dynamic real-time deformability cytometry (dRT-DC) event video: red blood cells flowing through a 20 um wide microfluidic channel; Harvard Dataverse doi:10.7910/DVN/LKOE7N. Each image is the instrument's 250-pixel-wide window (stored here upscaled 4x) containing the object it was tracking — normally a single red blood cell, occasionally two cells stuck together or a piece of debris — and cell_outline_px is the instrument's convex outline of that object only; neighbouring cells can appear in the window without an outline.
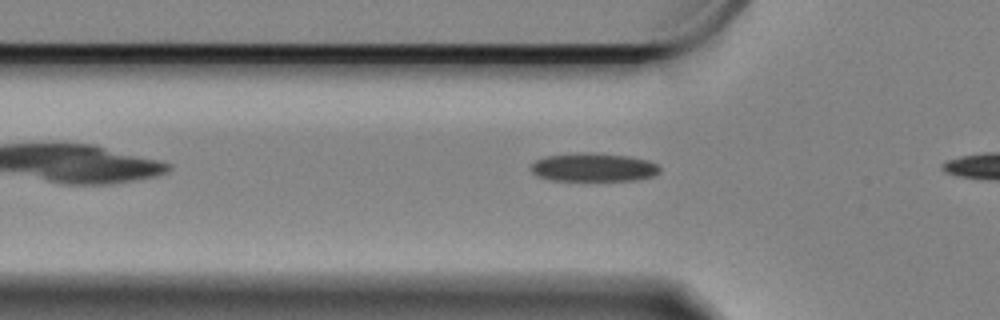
{"species": "Egyptian fruit bat (a non-hibernating species)", "species_latin": "Rousettus aegyptiacus", "temperature_condition": "cold", "stored_images_in_passage": 23, "camera_frame_rate_fps": 3000, "um_per_image_px": 0.085, "animal": {"sex": "female"}, "frame": {"image": 1, "passage_image": 9, "time_ms": 2.667, "image_size_px": [1000, 320], "cell_outline_px": [[660, 172], [652, 176], [636, 180], [548, 180], [536, 176], [528, 168], [536, 160], [544, 156], [576, 152], [588, 152], [628, 156], [648, 160], [656, 164], [660, 168]], "centroid_in_image_um": [50.39, 14.21], "position_along_channel_um": 75.4, "area_um2": 21.56}}
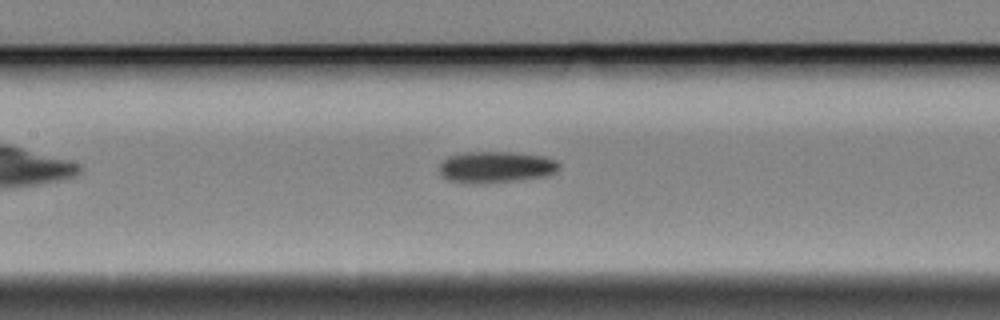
{"frame": {"image": 2, "passage_image": 17, "time_ms": 5.333, "image_size_px": [1000, 320], "cell_outline_px": [[560, 164], [556, 172], [544, 176], [516, 180], [480, 184], [448, 180], [440, 172], [440, 164], [448, 156], [464, 152], [512, 152], [544, 156], [556, 160]], "centroid_in_image_um": [42.16, 14.19], "position_along_channel_um": 165.2, "area_um2": 21.79}}
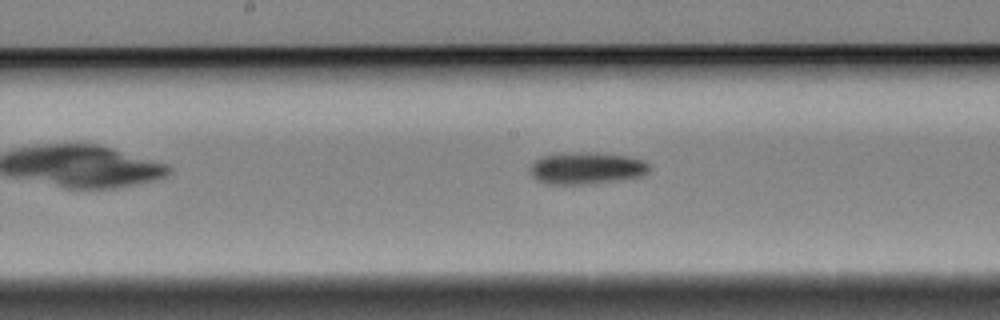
{"frame": {"image": 3, "passage_image": 20, "time_ms": 6.333, "image_size_px": [1000, 320], "cell_outline_px": [[652, 168], [648, 172], [640, 176], [624, 180], [592, 184], [544, 184], [536, 180], [528, 172], [528, 168], [540, 156], [584, 152], [596, 152], [628, 156], [644, 160], [652, 164]], "centroid_in_image_um": [49.89, 14.31], "position_along_channel_um": 198.3, "area_um2": 22.72}}